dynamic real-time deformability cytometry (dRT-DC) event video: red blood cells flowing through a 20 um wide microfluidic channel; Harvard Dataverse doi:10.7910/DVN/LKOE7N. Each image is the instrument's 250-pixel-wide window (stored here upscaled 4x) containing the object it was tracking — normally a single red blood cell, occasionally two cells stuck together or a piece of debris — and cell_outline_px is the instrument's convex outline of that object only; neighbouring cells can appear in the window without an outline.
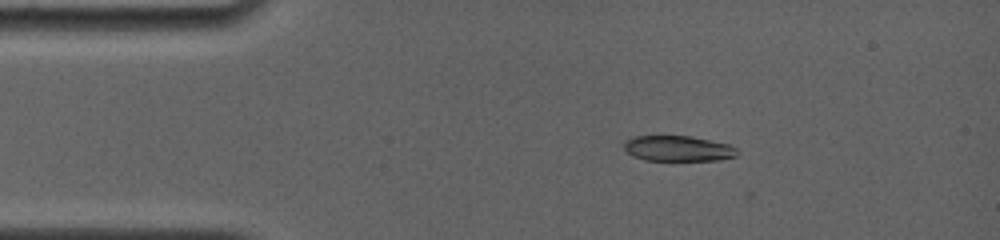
{"species": "common noctule bat (a hibernating species)", "species_latin": "Nyctalus noctula", "temperature_condition": "room temperature", "stored_images_in_passage": 2, "camera_frame_rate_fps": 4000, "um_per_image_px": 0.085, "animal": {"sex": "female", "body_mass_g": 19.0, "forearm_length_mm": 56.7}, "frame": {"image": 1, "passage_image": 1, "time_ms": 0.0, "image_size_px": [1000, 240], "cell_outline_px": [[740, 152], [736, 156], [720, 160], [644, 160], [632, 156], [624, 148], [624, 140], [632, 136], [692, 136], [728, 144], [736, 148]], "centroid_in_image_um": [57.63, 12.62], "position_along_channel_um": 27.4, "area_um2": 16.94}}